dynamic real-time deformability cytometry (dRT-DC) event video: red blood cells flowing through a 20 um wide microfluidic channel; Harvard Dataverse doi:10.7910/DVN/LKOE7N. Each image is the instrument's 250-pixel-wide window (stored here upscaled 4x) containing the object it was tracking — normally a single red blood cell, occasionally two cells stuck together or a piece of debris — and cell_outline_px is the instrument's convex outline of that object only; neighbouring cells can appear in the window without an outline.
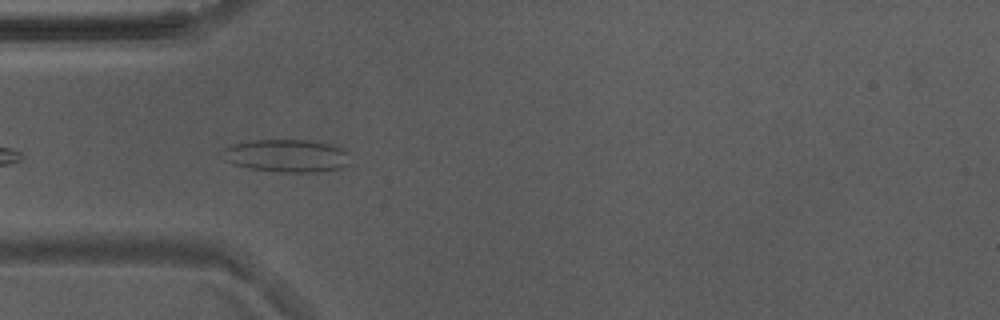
{"species": "Egyptian fruit bat (a non-hibernating species)", "species_latin": "Rousettus aegyptiacus", "temperature_condition": "warm", "stored_images_in_passage": 12, "camera_frame_rate_fps": 3000, "um_per_image_px": 0.085, "animal": {"sex": "male"}, "frame": {"image": 1, "passage_image": 3, "time_ms": 0.667, "image_size_px": [1000, 320], "cell_outline_px": [[348, 164], [344, 168], [320, 172], [280, 172], [248, 168], [224, 160], [224, 148], [232, 144], [252, 140], [308, 140], [332, 144], [344, 148], [348, 152]], "centroid_in_image_um": [24.42, 13.24], "position_along_channel_um": 60.6, "area_um2": 24.51}}
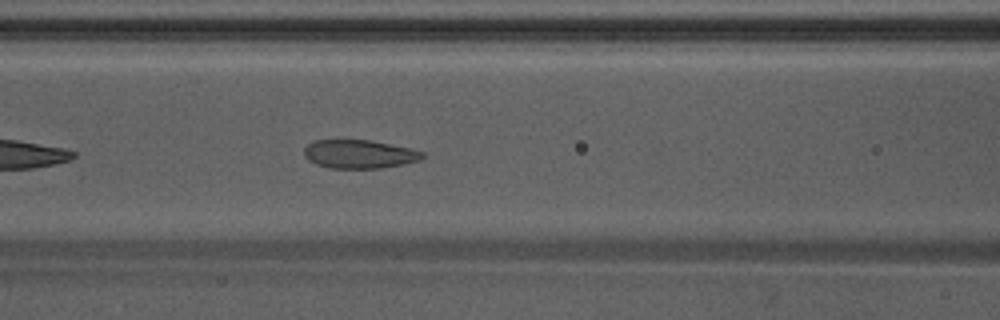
{"frame": {"image": 2, "passage_image": 9, "time_ms": 2.667, "image_size_px": [1000, 320], "cell_outline_px": [[424, 156], [420, 160], [380, 168], [328, 168], [316, 164], [308, 160], [304, 156], [304, 148], [312, 140], [372, 140], [408, 148], [424, 152]], "centroid_in_image_um": [30.49, 13.09], "position_along_channel_um": 136.1, "area_um2": 19.59}}